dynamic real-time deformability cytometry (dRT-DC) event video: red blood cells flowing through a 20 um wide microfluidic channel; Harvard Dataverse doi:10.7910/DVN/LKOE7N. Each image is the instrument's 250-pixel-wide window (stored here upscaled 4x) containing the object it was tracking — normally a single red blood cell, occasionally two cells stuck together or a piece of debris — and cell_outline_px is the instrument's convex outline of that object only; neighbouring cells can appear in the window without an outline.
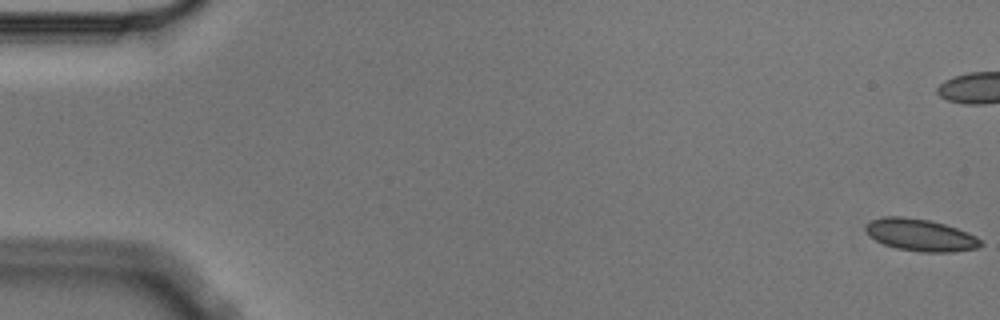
{"species": "Egyptian fruit bat (a non-hibernating species)", "species_latin": "Rousettus aegyptiacus", "temperature_condition": "cold", "stored_images_in_passage": 6, "camera_frame_rate_fps": 3000, "um_per_image_px": 0.085, "animal": {"sex": "male"}, "frame": {"image": 1, "passage_image": 1, "time_ms": 0.0, "image_size_px": [1000, 320], "cell_outline_px": [[984, 244], [976, 248], [952, 252], [920, 252], [896, 248], [884, 244], [876, 240], [864, 228], [872, 220], [884, 216], [904, 216], [928, 220], [944, 224], [968, 232], [976, 236]], "centroid_in_image_um": [78.26, 19.98], "position_along_channel_um": 6.7, "area_um2": 21.33}}
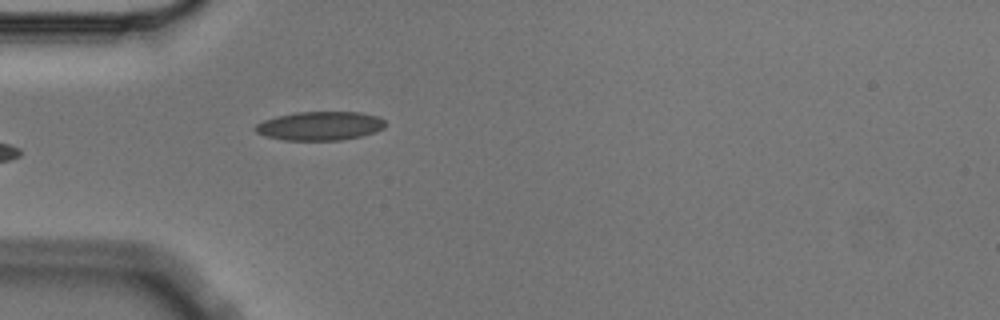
{"frame": {"image": 2, "passage_image": 6, "time_ms": 1.667, "image_size_px": [1000, 320], "cell_outline_px": [[388, 124], [384, 128], [376, 132], [360, 136], [340, 140], [284, 140], [268, 136], [256, 132], [252, 128], [256, 124], [264, 120], [276, 116], [296, 112], [360, 112], [380, 116]], "centroid_in_image_um": [27.23, 10.69], "position_along_channel_um": 57.8, "area_um2": 21.96}}